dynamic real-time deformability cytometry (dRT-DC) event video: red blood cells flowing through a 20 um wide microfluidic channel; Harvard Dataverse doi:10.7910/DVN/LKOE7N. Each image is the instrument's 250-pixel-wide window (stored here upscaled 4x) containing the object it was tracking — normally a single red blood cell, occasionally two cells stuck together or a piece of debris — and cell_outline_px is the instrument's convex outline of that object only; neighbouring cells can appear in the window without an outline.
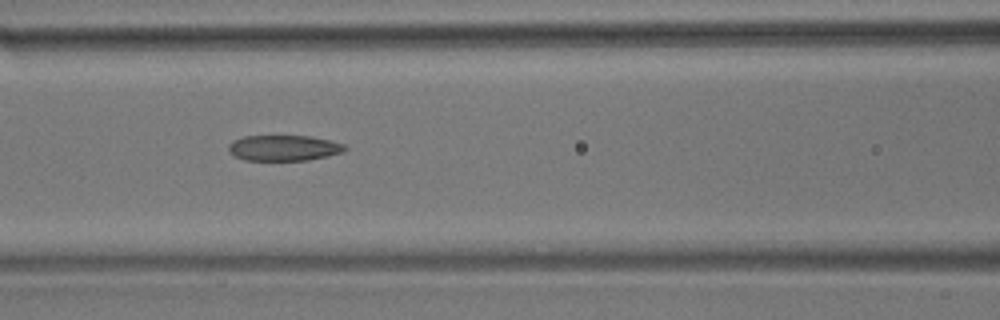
{"species": "common noctule bat (a hibernating species)", "species_latin": "Nyctalus noctula", "temperature_condition": "room temperature", "stored_images_in_passage": 12, "camera_frame_rate_fps": 3000, "um_per_image_px": 0.085, "animal": {"sex": "male", "body_mass_g": 17.9}, "frame": {"image": 1, "passage_image": 4, "time_ms": 3.333, "image_size_px": [1000, 320], "cell_outline_px": [[348, 148], [344, 152], [328, 156], [308, 160], [244, 160], [228, 152], [228, 144], [232, 140], [244, 136], [312, 136], [344, 144]], "centroid_in_image_um": [24.12, 12.57], "position_along_channel_um": 142.5, "area_um2": 17.51}}
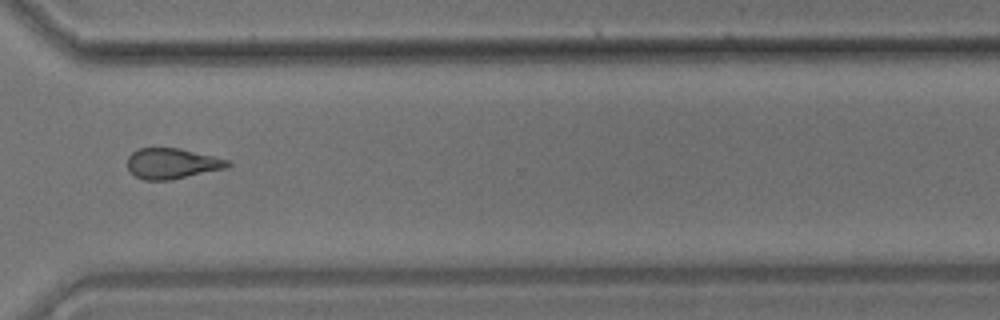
{"frame": {"image": 2, "passage_image": 9, "time_ms": 9.333, "image_size_px": [1000, 320], "cell_outline_px": [[232, 164], [228, 168], [168, 180], [144, 180], [136, 176], [128, 168], [128, 156], [132, 152], [140, 148], [180, 148], [228, 160]], "centroid_in_image_um": [14.63, 13.89], "position_along_channel_um": 356.0, "area_um2": 17.69}}
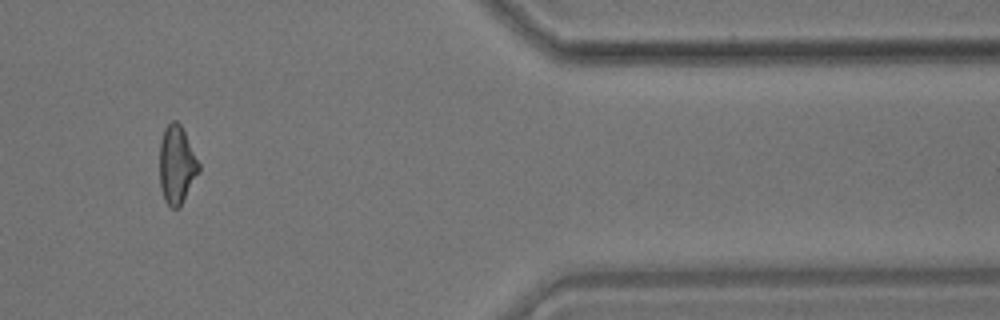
{"frame": {"image": 3, "passage_image": 10, "time_ms": 11.333, "image_size_px": [1000, 320], "cell_outline_px": [[200, 172], [180, 204], [176, 208], [172, 208], [164, 200], [160, 188], [160, 140], [164, 128], [172, 120], [176, 120], [180, 124], [200, 164]], "centroid_in_image_um": [15.01, 13.98], "position_along_channel_um": 396.4, "area_um2": 17.69}, "authors_computed_cell_mechanics": {"area_um2": 17.6868, "velocity_mm_per_s": 3.5641, "shape_relaxation_time_tau1_ms": null, "shape_relaxation_time_tau2_ms": 1.2781, "deformation_change_tau1": null, "deformation_change_tau2": 0.0893}}